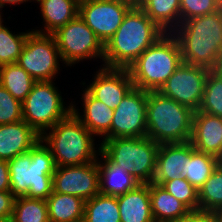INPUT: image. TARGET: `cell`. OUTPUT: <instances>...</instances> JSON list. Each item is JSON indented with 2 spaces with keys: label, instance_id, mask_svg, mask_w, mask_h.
Returning a JSON list of instances; mask_svg holds the SVG:
<instances>
[{
  "label": "cell",
  "instance_id": "cell-26",
  "mask_svg": "<svg viewBox=\"0 0 222 222\" xmlns=\"http://www.w3.org/2000/svg\"><path fill=\"white\" fill-rule=\"evenodd\" d=\"M36 81L17 63L0 66V85L23 102Z\"/></svg>",
  "mask_w": 222,
  "mask_h": 222
},
{
  "label": "cell",
  "instance_id": "cell-32",
  "mask_svg": "<svg viewBox=\"0 0 222 222\" xmlns=\"http://www.w3.org/2000/svg\"><path fill=\"white\" fill-rule=\"evenodd\" d=\"M198 111L222 118V68L209 71Z\"/></svg>",
  "mask_w": 222,
  "mask_h": 222
},
{
  "label": "cell",
  "instance_id": "cell-43",
  "mask_svg": "<svg viewBox=\"0 0 222 222\" xmlns=\"http://www.w3.org/2000/svg\"><path fill=\"white\" fill-rule=\"evenodd\" d=\"M217 215H218V218H219V222H222V208L217 211Z\"/></svg>",
  "mask_w": 222,
  "mask_h": 222
},
{
  "label": "cell",
  "instance_id": "cell-41",
  "mask_svg": "<svg viewBox=\"0 0 222 222\" xmlns=\"http://www.w3.org/2000/svg\"><path fill=\"white\" fill-rule=\"evenodd\" d=\"M128 4H130L132 7H139L143 2L144 0H122Z\"/></svg>",
  "mask_w": 222,
  "mask_h": 222
},
{
  "label": "cell",
  "instance_id": "cell-21",
  "mask_svg": "<svg viewBox=\"0 0 222 222\" xmlns=\"http://www.w3.org/2000/svg\"><path fill=\"white\" fill-rule=\"evenodd\" d=\"M150 199L155 222H177L190 211L164 187L150 183Z\"/></svg>",
  "mask_w": 222,
  "mask_h": 222
},
{
  "label": "cell",
  "instance_id": "cell-22",
  "mask_svg": "<svg viewBox=\"0 0 222 222\" xmlns=\"http://www.w3.org/2000/svg\"><path fill=\"white\" fill-rule=\"evenodd\" d=\"M159 144L149 137H135V156L132 175L141 183L153 182Z\"/></svg>",
  "mask_w": 222,
  "mask_h": 222
},
{
  "label": "cell",
  "instance_id": "cell-15",
  "mask_svg": "<svg viewBox=\"0 0 222 222\" xmlns=\"http://www.w3.org/2000/svg\"><path fill=\"white\" fill-rule=\"evenodd\" d=\"M194 150L190 141L160 144L153 182L162 185L165 181L174 180L178 177L186 178V159Z\"/></svg>",
  "mask_w": 222,
  "mask_h": 222
},
{
  "label": "cell",
  "instance_id": "cell-20",
  "mask_svg": "<svg viewBox=\"0 0 222 222\" xmlns=\"http://www.w3.org/2000/svg\"><path fill=\"white\" fill-rule=\"evenodd\" d=\"M98 152L101 157H104L103 164H100L101 161L98 162L101 194L117 197L141 184L131 173L113 164L101 151L98 150Z\"/></svg>",
  "mask_w": 222,
  "mask_h": 222
},
{
  "label": "cell",
  "instance_id": "cell-6",
  "mask_svg": "<svg viewBox=\"0 0 222 222\" xmlns=\"http://www.w3.org/2000/svg\"><path fill=\"white\" fill-rule=\"evenodd\" d=\"M41 140L49 148L56 166L83 165L96 158L93 134L71 112L56 123Z\"/></svg>",
  "mask_w": 222,
  "mask_h": 222
},
{
  "label": "cell",
  "instance_id": "cell-17",
  "mask_svg": "<svg viewBox=\"0 0 222 222\" xmlns=\"http://www.w3.org/2000/svg\"><path fill=\"white\" fill-rule=\"evenodd\" d=\"M41 136L25 121L0 125V160L9 161L27 153Z\"/></svg>",
  "mask_w": 222,
  "mask_h": 222
},
{
  "label": "cell",
  "instance_id": "cell-9",
  "mask_svg": "<svg viewBox=\"0 0 222 222\" xmlns=\"http://www.w3.org/2000/svg\"><path fill=\"white\" fill-rule=\"evenodd\" d=\"M62 61L68 66L83 59L104 57V44L77 15L53 34Z\"/></svg>",
  "mask_w": 222,
  "mask_h": 222
},
{
  "label": "cell",
  "instance_id": "cell-35",
  "mask_svg": "<svg viewBox=\"0 0 222 222\" xmlns=\"http://www.w3.org/2000/svg\"><path fill=\"white\" fill-rule=\"evenodd\" d=\"M22 119V102L15 99L0 85V125L15 123Z\"/></svg>",
  "mask_w": 222,
  "mask_h": 222
},
{
  "label": "cell",
  "instance_id": "cell-44",
  "mask_svg": "<svg viewBox=\"0 0 222 222\" xmlns=\"http://www.w3.org/2000/svg\"><path fill=\"white\" fill-rule=\"evenodd\" d=\"M89 1H92V0H75V2L80 5L82 3H85V2H89Z\"/></svg>",
  "mask_w": 222,
  "mask_h": 222
},
{
  "label": "cell",
  "instance_id": "cell-30",
  "mask_svg": "<svg viewBox=\"0 0 222 222\" xmlns=\"http://www.w3.org/2000/svg\"><path fill=\"white\" fill-rule=\"evenodd\" d=\"M10 222H50L47 201L26 196L15 197Z\"/></svg>",
  "mask_w": 222,
  "mask_h": 222
},
{
  "label": "cell",
  "instance_id": "cell-18",
  "mask_svg": "<svg viewBox=\"0 0 222 222\" xmlns=\"http://www.w3.org/2000/svg\"><path fill=\"white\" fill-rule=\"evenodd\" d=\"M121 222H155L150 199V183L117 196Z\"/></svg>",
  "mask_w": 222,
  "mask_h": 222
},
{
  "label": "cell",
  "instance_id": "cell-5",
  "mask_svg": "<svg viewBox=\"0 0 222 222\" xmlns=\"http://www.w3.org/2000/svg\"><path fill=\"white\" fill-rule=\"evenodd\" d=\"M182 63L179 43L168 32L148 47L127 70L134 87L152 92L159 91Z\"/></svg>",
  "mask_w": 222,
  "mask_h": 222
},
{
  "label": "cell",
  "instance_id": "cell-19",
  "mask_svg": "<svg viewBox=\"0 0 222 222\" xmlns=\"http://www.w3.org/2000/svg\"><path fill=\"white\" fill-rule=\"evenodd\" d=\"M82 98L84 100V119L73 104L71 105L72 113L93 135L104 136L103 141L110 139V127L114 110L94 98L87 90L84 91Z\"/></svg>",
  "mask_w": 222,
  "mask_h": 222
},
{
  "label": "cell",
  "instance_id": "cell-4",
  "mask_svg": "<svg viewBox=\"0 0 222 222\" xmlns=\"http://www.w3.org/2000/svg\"><path fill=\"white\" fill-rule=\"evenodd\" d=\"M195 111L162 95L147 92V135L156 143H184L191 139Z\"/></svg>",
  "mask_w": 222,
  "mask_h": 222
},
{
  "label": "cell",
  "instance_id": "cell-33",
  "mask_svg": "<svg viewBox=\"0 0 222 222\" xmlns=\"http://www.w3.org/2000/svg\"><path fill=\"white\" fill-rule=\"evenodd\" d=\"M29 33L14 35L3 24L0 26V66L17 63Z\"/></svg>",
  "mask_w": 222,
  "mask_h": 222
},
{
  "label": "cell",
  "instance_id": "cell-37",
  "mask_svg": "<svg viewBox=\"0 0 222 222\" xmlns=\"http://www.w3.org/2000/svg\"><path fill=\"white\" fill-rule=\"evenodd\" d=\"M15 196L11 191H0V222H10Z\"/></svg>",
  "mask_w": 222,
  "mask_h": 222
},
{
  "label": "cell",
  "instance_id": "cell-39",
  "mask_svg": "<svg viewBox=\"0 0 222 222\" xmlns=\"http://www.w3.org/2000/svg\"><path fill=\"white\" fill-rule=\"evenodd\" d=\"M10 173L6 160H0V191H10Z\"/></svg>",
  "mask_w": 222,
  "mask_h": 222
},
{
  "label": "cell",
  "instance_id": "cell-12",
  "mask_svg": "<svg viewBox=\"0 0 222 222\" xmlns=\"http://www.w3.org/2000/svg\"><path fill=\"white\" fill-rule=\"evenodd\" d=\"M132 6L122 0H92L79 5V16L105 45Z\"/></svg>",
  "mask_w": 222,
  "mask_h": 222
},
{
  "label": "cell",
  "instance_id": "cell-8",
  "mask_svg": "<svg viewBox=\"0 0 222 222\" xmlns=\"http://www.w3.org/2000/svg\"><path fill=\"white\" fill-rule=\"evenodd\" d=\"M58 59L61 56L53 35L36 30L26 38L17 64L35 81H52L58 74Z\"/></svg>",
  "mask_w": 222,
  "mask_h": 222
},
{
  "label": "cell",
  "instance_id": "cell-27",
  "mask_svg": "<svg viewBox=\"0 0 222 222\" xmlns=\"http://www.w3.org/2000/svg\"><path fill=\"white\" fill-rule=\"evenodd\" d=\"M83 222H121L117 197L98 193L86 200Z\"/></svg>",
  "mask_w": 222,
  "mask_h": 222
},
{
  "label": "cell",
  "instance_id": "cell-11",
  "mask_svg": "<svg viewBox=\"0 0 222 222\" xmlns=\"http://www.w3.org/2000/svg\"><path fill=\"white\" fill-rule=\"evenodd\" d=\"M147 91L133 87L114 109L110 139L146 137Z\"/></svg>",
  "mask_w": 222,
  "mask_h": 222
},
{
  "label": "cell",
  "instance_id": "cell-14",
  "mask_svg": "<svg viewBox=\"0 0 222 222\" xmlns=\"http://www.w3.org/2000/svg\"><path fill=\"white\" fill-rule=\"evenodd\" d=\"M101 69V70H100ZM87 91L96 99L115 109L134 87L129 71L119 68H100Z\"/></svg>",
  "mask_w": 222,
  "mask_h": 222
},
{
  "label": "cell",
  "instance_id": "cell-1",
  "mask_svg": "<svg viewBox=\"0 0 222 222\" xmlns=\"http://www.w3.org/2000/svg\"><path fill=\"white\" fill-rule=\"evenodd\" d=\"M178 27L172 32L183 63L209 70L222 68V15L213 12L193 17Z\"/></svg>",
  "mask_w": 222,
  "mask_h": 222
},
{
  "label": "cell",
  "instance_id": "cell-28",
  "mask_svg": "<svg viewBox=\"0 0 222 222\" xmlns=\"http://www.w3.org/2000/svg\"><path fill=\"white\" fill-rule=\"evenodd\" d=\"M99 150L113 163L126 172H133L135 138H113L102 141Z\"/></svg>",
  "mask_w": 222,
  "mask_h": 222
},
{
  "label": "cell",
  "instance_id": "cell-2",
  "mask_svg": "<svg viewBox=\"0 0 222 222\" xmlns=\"http://www.w3.org/2000/svg\"><path fill=\"white\" fill-rule=\"evenodd\" d=\"M164 32L140 7H131L104 45V67L128 69Z\"/></svg>",
  "mask_w": 222,
  "mask_h": 222
},
{
  "label": "cell",
  "instance_id": "cell-23",
  "mask_svg": "<svg viewBox=\"0 0 222 222\" xmlns=\"http://www.w3.org/2000/svg\"><path fill=\"white\" fill-rule=\"evenodd\" d=\"M46 201L50 222H83L85 201L82 198L53 191Z\"/></svg>",
  "mask_w": 222,
  "mask_h": 222
},
{
  "label": "cell",
  "instance_id": "cell-24",
  "mask_svg": "<svg viewBox=\"0 0 222 222\" xmlns=\"http://www.w3.org/2000/svg\"><path fill=\"white\" fill-rule=\"evenodd\" d=\"M41 14L47 34H53L79 14L75 0H40Z\"/></svg>",
  "mask_w": 222,
  "mask_h": 222
},
{
  "label": "cell",
  "instance_id": "cell-16",
  "mask_svg": "<svg viewBox=\"0 0 222 222\" xmlns=\"http://www.w3.org/2000/svg\"><path fill=\"white\" fill-rule=\"evenodd\" d=\"M190 142L197 151L222 161V118L195 111Z\"/></svg>",
  "mask_w": 222,
  "mask_h": 222
},
{
  "label": "cell",
  "instance_id": "cell-29",
  "mask_svg": "<svg viewBox=\"0 0 222 222\" xmlns=\"http://www.w3.org/2000/svg\"><path fill=\"white\" fill-rule=\"evenodd\" d=\"M220 162L217 157L195 149L186 159V179L199 190Z\"/></svg>",
  "mask_w": 222,
  "mask_h": 222
},
{
  "label": "cell",
  "instance_id": "cell-42",
  "mask_svg": "<svg viewBox=\"0 0 222 222\" xmlns=\"http://www.w3.org/2000/svg\"><path fill=\"white\" fill-rule=\"evenodd\" d=\"M215 12L222 15V0H215Z\"/></svg>",
  "mask_w": 222,
  "mask_h": 222
},
{
  "label": "cell",
  "instance_id": "cell-31",
  "mask_svg": "<svg viewBox=\"0 0 222 222\" xmlns=\"http://www.w3.org/2000/svg\"><path fill=\"white\" fill-rule=\"evenodd\" d=\"M199 209L217 212L222 208V161L198 190Z\"/></svg>",
  "mask_w": 222,
  "mask_h": 222
},
{
  "label": "cell",
  "instance_id": "cell-25",
  "mask_svg": "<svg viewBox=\"0 0 222 222\" xmlns=\"http://www.w3.org/2000/svg\"><path fill=\"white\" fill-rule=\"evenodd\" d=\"M139 7L166 33L180 25V0H144Z\"/></svg>",
  "mask_w": 222,
  "mask_h": 222
},
{
  "label": "cell",
  "instance_id": "cell-13",
  "mask_svg": "<svg viewBox=\"0 0 222 222\" xmlns=\"http://www.w3.org/2000/svg\"><path fill=\"white\" fill-rule=\"evenodd\" d=\"M98 160L83 165L56 166L52 175L53 191L82 198L100 193Z\"/></svg>",
  "mask_w": 222,
  "mask_h": 222
},
{
  "label": "cell",
  "instance_id": "cell-3",
  "mask_svg": "<svg viewBox=\"0 0 222 222\" xmlns=\"http://www.w3.org/2000/svg\"><path fill=\"white\" fill-rule=\"evenodd\" d=\"M40 139L27 153L7 161L10 191L15 197L44 199L53 192L56 164L49 148Z\"/></svg>",
  "mask_w": 222,
  "mask_h": 222
},
{
  "label": "cell",
  "instance_id": "cell-40",
  "mask_svg": "<svg viewBox=\"0 0 222 222\" xmlns=\"http://www.w3.org/2000/svg\"><path fill=\"white\" fill-rule=\"evenodd\" d=\"M26 1H29V0H0V8L4 7V5L6 3H9V4H19V3L26 2Z\"/></svg>",
  "mask_w": 222,
  "mask_h": 222
},
{
  "label": "cell",
  "instance_id": "cell-38",
  "mask_svg": "<svg viewBox=\"0 0 222 222\" xmlns=\"http://www.w3.org/2000/svg\"><path fill=\"white\" fill-rule=\"evenodd\" d=\"M177 222H219L217 212L208 210H190L188 214Z\"/></svg>",
  "mask_w": 222,
  "mask_h": 222
},
{
  "label": "cell",
  "instance_id": "cell-34",
  "mask_svg": "<svg viewBox=\"0 0 222 222\" xmlns=\"http://www.w3.org/2000/svg\"><path fill=\"white\" fill-rule=\"evenodd\" d=\"M161 186L189 210L199 209L198 190L186 178L165 181Z\"/></svg>",
  "mask_w": 222,
  "mask_h": 222
},
{
  "label": "cell",
  "instance_id": "cell-10",
  "mask_svg": "<svg viewBox=\"0 0 222 222\" xmlns=\"http://www.w3.org/2000/svg\"><path fill=\"white\" fill-rule=\"evenodd\" d=\"M209 71L206 67L182 63L158 92L198 111L204 97Z\"/></svg>",
  "mask_w": 222,
  "mask_h": 222
},
{
  "label": "cell",
  "instance_id": "cell-36",
  "mask_svg": "<svg viewBox=\"0 0 222 222\" xmlns=\"http://www.w3.org/2000/svg\"><path fill=\"white\" fill-rule=\"evenodd\" d=\"M215 12V0H180V24L193 17Z\"/></svg>",
  "mask_w": 222,
  "mask_h": 222
},
{
  "label": "cell",
  "instance_id": "cell-45",
  "mask_svg": "<svg viewBox=\"0 0 222 222\" xmlns=\"http://www.w3.org/2000/svg\"><path fill=\"white\" fill-rule=\"evenodd\" d=\"M2 25V19H1V14H0V26Z\"/></svg>",
  "mask_w": 222,
  "mask_h": 222
},
{
  "label": "cell",
  "instance_id": "cell-7",
  "mask_svg": "<svg viewBox=\"0 0 222 222\" xmlns=\"http://www.w3.org/2000/svg\"><path fill=\"white\" fill-rule=\"evenodd\" d=\"M72 112L52 81H36L22 102V119L40 136ZM46 130V131H45Z\"/></svg>",
  "mask_w": 222,
  "mask_h": 222
}]
</instances>
